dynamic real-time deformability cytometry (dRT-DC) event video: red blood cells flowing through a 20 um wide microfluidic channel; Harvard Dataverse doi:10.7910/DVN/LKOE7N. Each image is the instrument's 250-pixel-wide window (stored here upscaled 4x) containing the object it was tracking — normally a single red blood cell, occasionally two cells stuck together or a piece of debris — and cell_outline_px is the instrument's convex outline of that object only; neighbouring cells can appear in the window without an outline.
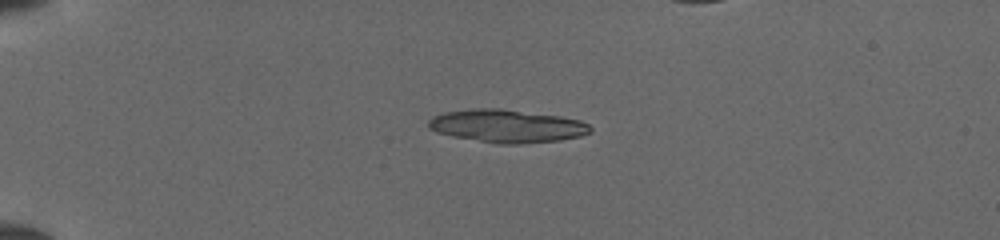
{"species": "common noctule bat (a hibernating species)", "species_latin": "Nyctalus noctula", "temperature_condition": "cold", "stored_images_in_passage": 47, "camera_frame_rate_fps": 3000, "um_per_image_px": 0.085, "animal": {"sex": "female", "body_mass_g": 19.5, "forearm_length_mm": 54.1}, "frame": {"image": 1, "passage_image": 14, "time_ms": 4.333, "image_size_px": [1000, 240], "cell_outline_px": [[592, 132], [580, 136], [560, 140], [520, 144], [496, 144], [452, 136], [436, 132], [428, 128], [428, 120], [432, 116], [444, 112], [476, 108], [500, 108], [560, 116], [580, 120], [588, 124], [592, 128]], "centroid_in_image_um": [43.08, 10.71], "position_along_channel_um": 41.9, "area_um2": 31.33}}